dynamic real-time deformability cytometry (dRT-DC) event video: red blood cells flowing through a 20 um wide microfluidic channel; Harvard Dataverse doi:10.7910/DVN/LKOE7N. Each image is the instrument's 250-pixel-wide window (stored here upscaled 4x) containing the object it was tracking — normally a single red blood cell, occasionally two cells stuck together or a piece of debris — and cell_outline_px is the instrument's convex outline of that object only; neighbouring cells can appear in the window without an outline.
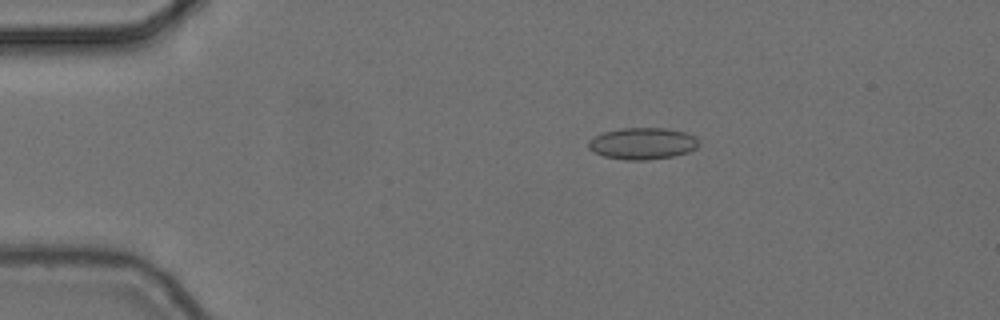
{"species": "common noctule bat (a hibernating species)", "species_latin": "Nyctalus noctula", "temperature_condition": "cold", "stored_images_in_passage": 8, "camera_frame_rate_fps": 3000, "um_per_image_px": 0.085, "animal": {"sex": "female", "body_mass_g": 24.6, "forearm_length_mm": 56.2}, "frame": {"image": 1, "passage_image": 4, "time_ms": 1.0, "image_size_px": [1000, 320], "cell_outline_px": [[696, 148], [688, 152], [672, 156], [648, 160], [624, 160], [604, 156], [592, 152], [588, 148], [588, 140], [592, 136], [604, 132], [620, 128], [664, 128], [684, 132], [692, 136], [696, 140]], "centroid_in_image_um": [54.52, 12.2], "position_along_channel_um": 30.5, "area_um2": 20.29}}
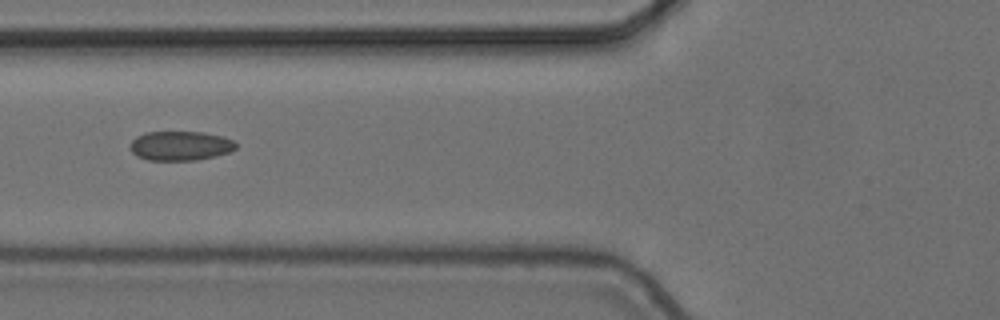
{"frame": {"image": 2, "passage_image": 7, "time_ms": 2.0, "image_size_px": [1000, 320], "cell_outline_px": [[236, 148], [228, 152], [216, 156], [196, 160], [148, 160], [136, 156], [132, 152], [132, 140], [136, 136], [144, 132], [204, 132], [224, 136], [232, 140], [236, 144]], "centroid_in_image_um": [15.34, 12.39], "position_along_channel_um": 110.5, "area_um2": 18.09}}
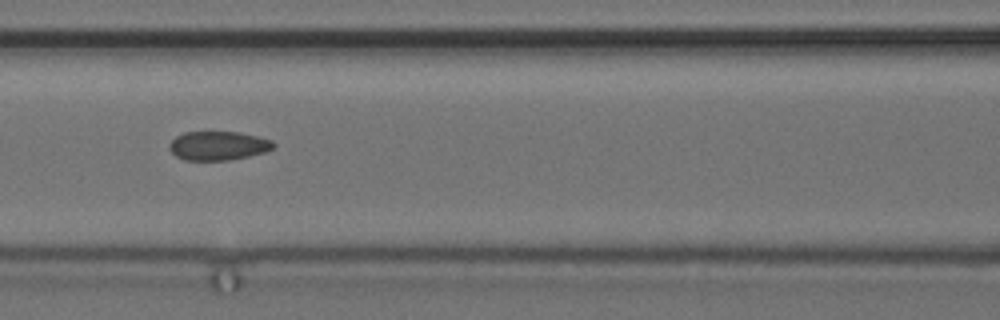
{"frame": {"image": 3, "passage_image": 8, "time_ms": 2.333, "image_size_px": [1000, 320], "cell_outline_px": [[276, 144], [272, 148], [264, 152], [248, 156], [228, 160], [184, 160], [176, 156], [168, 148], [168, 144], [176, 136], [184, 132], [236, 132], [256, 136], [272, 140]], "centroid_in_image_um": [18.51, 12.38], "position_along_channel_um": 148.1, "area_um2": 17.46}}